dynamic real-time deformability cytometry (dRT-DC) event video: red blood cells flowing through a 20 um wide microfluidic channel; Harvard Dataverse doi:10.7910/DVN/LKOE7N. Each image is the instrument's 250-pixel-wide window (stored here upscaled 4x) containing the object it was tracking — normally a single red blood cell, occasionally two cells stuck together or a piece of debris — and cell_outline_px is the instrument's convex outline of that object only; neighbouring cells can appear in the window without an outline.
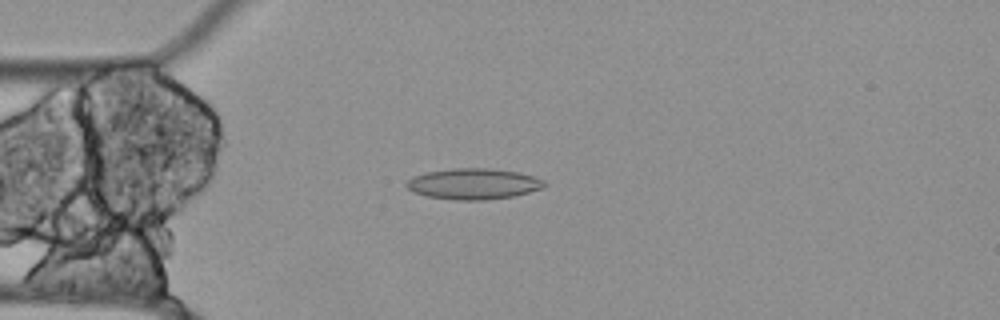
{"species": "Egyptian fruit bat (a non-hibernating species)", "species_latin": "Rousettus aegyptiacus", "temperature_condition": "cold", "stored_images_in_passage": 55, "camera_frame_rate_fps": 3000, "um_per_image_px": 0.085, "animal": {"sex": "female"}, "frame": {"image": 1, "passage_image": 14, "time_ms": 4.333, "image_size_px": [1000, 320], "cell_outline_px": [[548, 184], [544, 188], [512, 196], [488, 200], [456, 200], [428, 196], [412, 192], [404, 184], [412, 176], [428, 172], [452, 168], [488, 168], [516, 172], [532, 176], [544, 180]], "centroid_in_image_um": [40.24, 15.63], "position_along_channel_um": 44.8, "area_um2": 24.8}}
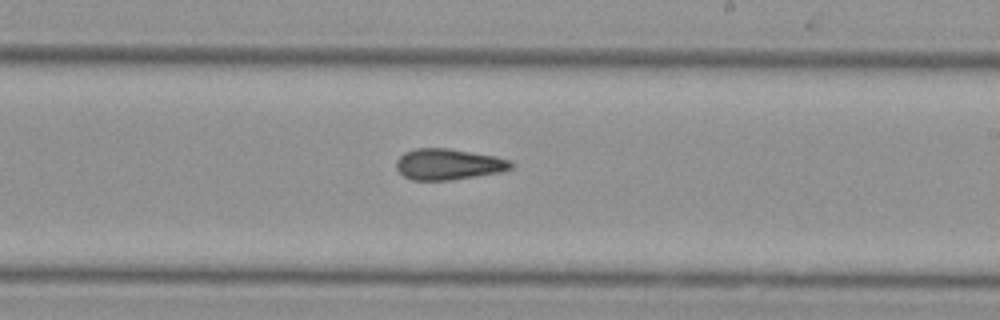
{"frame": {"image": 2, "passage_image": 32, "time_ms": 10.333, "image_size_px": [1000, 320], "cell_outline_px": [[512, 168], [500, 172], [452, 180], [412, 180], [404, 176], [396, 168], [396, 160], [404, 152], [416, 148], [448, 148], [496, 156], [512, 160]], "centroid_in_image_um": [38.11, 13.96], "position_along_channel_um": 250.9, "area_um2": 20.81}}
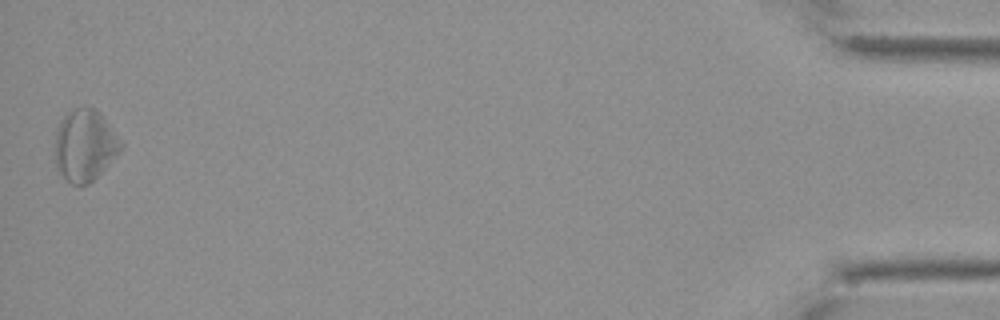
{"frame": {"image": 3, "passage_image": 55, "time_ms": 18.0, "image_size_px": [1000, 320], "cell_outline_px": [[124, 148], [88, 184], [72, 184], [56, 168], [56, 132], [60, 120], [68, 112], [76, 108], [96, 108], [104, 116], [124, 144]], "centroid_in_image_um": [7.24, 12.32], "position_along_channel_um": 428.0, "area_um2": 27.22}, "authors_computed_cell_mechanics": {"area_um2": 22.542, "velocity_mm_per_s": 3.506, "shape_relaxation_time_tau1_ms": null, "shape_relaxation_time_tau2_ms": 7.7435, "deformation_change_tau1": null, "deformation_change_tau2": 0.1953}}